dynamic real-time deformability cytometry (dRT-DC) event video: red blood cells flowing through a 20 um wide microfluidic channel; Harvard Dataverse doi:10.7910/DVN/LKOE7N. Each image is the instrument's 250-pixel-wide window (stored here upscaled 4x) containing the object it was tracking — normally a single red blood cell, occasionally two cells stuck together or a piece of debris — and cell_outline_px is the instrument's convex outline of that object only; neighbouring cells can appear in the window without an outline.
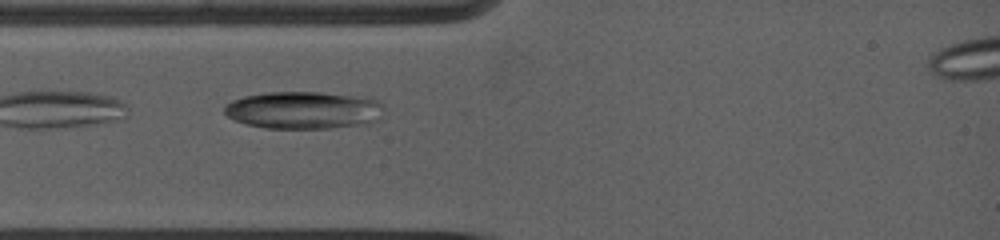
{"species": "common noctule bat (a hibernating species)", "species_latin": "Nyctalus noctula", "temperature_condition": "warm", "stored_images_in_passage": 8, "camera_frame_rate_fps": 5000, "um_per_image_px": 0.085, "animal": {"sex": "female", "body_mass_g": 19.0, "forearm_length_mm": 53.3}, "frame": {"image": 1, "passage_image": 1, "time_ms": 0.0, "image_size_px": [1000, 240], "cell_outline_px": [[384, 108], [380, 116], [376, 120], [368, 124], [332, 128], [264, 128], [232, 120], [224, 112], [224, 104], [232, 100], [244, 96], [268, 92], [320, 92], [372, 96], [380, 100], [384, 104]], "centroid_in_image_um": [25.87, 9.35], "position_along_channel_um": 59.1, "area_um2": 35.55}}
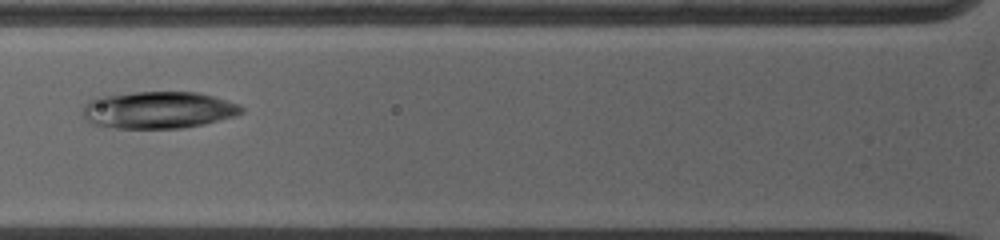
{"frame": {"image": 2, "passage_image": 6, "time_ms": 1.4, "image_size_px": [1000, 240], "cell_outline_px": [[244, 112], [236, 116], [204, 124], [180, 128], [116, 128], [92, 124], [84, 116], [84, 108], [88, 100], [96, 96], [132, 92], [196, 92], [212, 96], [240, 104], [244, 108]], "centroid_in_image_um": [13.48, 9.34], "position_along_channel_um": 112.3, "area_um2": 34.33}}